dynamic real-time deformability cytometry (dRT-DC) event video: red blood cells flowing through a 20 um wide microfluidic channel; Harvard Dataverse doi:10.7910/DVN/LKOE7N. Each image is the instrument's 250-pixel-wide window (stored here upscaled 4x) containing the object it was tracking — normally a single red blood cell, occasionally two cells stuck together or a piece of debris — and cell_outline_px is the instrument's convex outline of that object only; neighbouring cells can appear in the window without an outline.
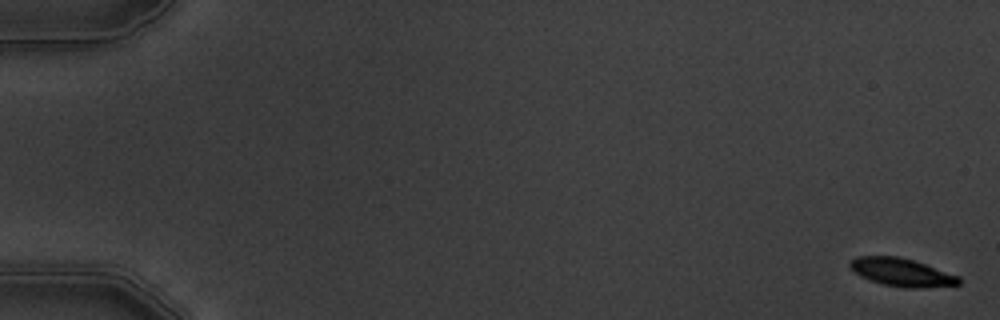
{"species": "common noctule bat (a hibernating species)", "species_latin": "Nyctalus noctula", "temperature_condition": "warm", "stored_images_in_passage": 7, "camera_frame_rate_fps": 3000, "um_per_image_px": 0.085, "animal": {"sex": "male", "body_mass_g": 19.5, "forearm_length_mm": 54.6}, "frame": {"image": 1, "passage_image": 1, "time_ms": 0.0, "image_size_px": [1000, 320], "cell_outline_px": [[960, 284], [916, 288], [908, 288], [884, 284], [860, 276], [848, 264], [856, 256], [900, 256], [916, 260], [960, 276]], "centroid_in_image_um": [76.68, 23.12], "position_along_channel_um": 8.3, "area_um2": 17.69}}
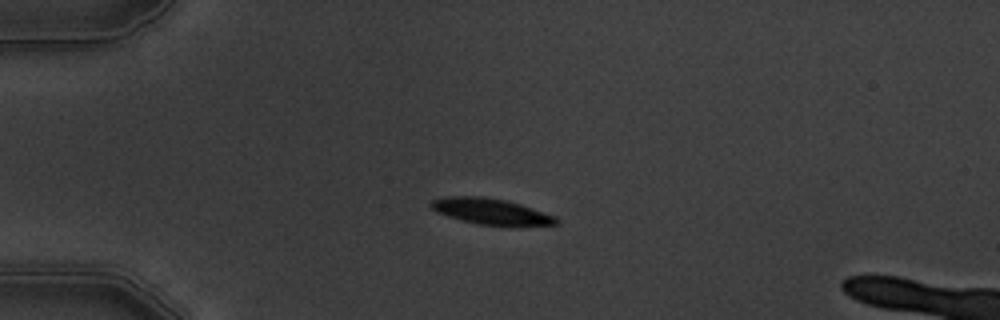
{"frame": {"image": 2, "passage_image": 5, "time_ms": 4.667, "image_size_px": [1000, 320], "cell_outline_px": [[560, 224], [480, 224], [460, 220], [436, 212], [432, 208], [432, 200], [444, 196], [484, 196], [504, 200], [520, 204], [556, 216], [560, 220]], "centroid_in_image_um": [41.7, 17.94], "position_along_channel_um": 43.3, "area_um2": 18.38}}